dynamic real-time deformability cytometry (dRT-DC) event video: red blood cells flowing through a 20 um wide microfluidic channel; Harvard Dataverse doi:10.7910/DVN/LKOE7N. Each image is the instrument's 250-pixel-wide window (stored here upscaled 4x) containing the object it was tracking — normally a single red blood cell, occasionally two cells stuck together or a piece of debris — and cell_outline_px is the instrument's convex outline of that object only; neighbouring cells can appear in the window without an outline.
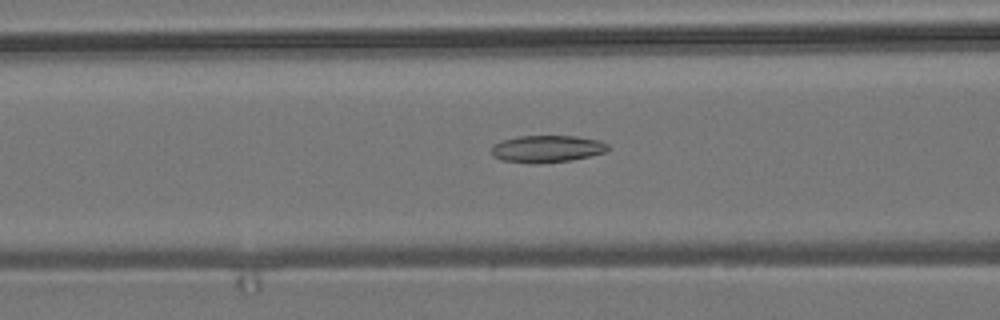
{"species": "common noctule bat (a hibernating species)", "species_latin": "Nyctalus noctula", "temperature_condition": "room temperature", "stored_images_in_passage": 52, "camera_frame_rate_fps": 3000, "um_per_image_px": 0.085, "animal": {"sex": "male", "body_mass_g": 19.2, "forearm_length_mm": 51.8}, "frame": {"image": 1, "passage_image": 19, "time_ms": 6.0, "image_size_px": [1000, 320], "cell_outline_px": [[608, 152], [572, 160], [540, 164], [532, 164], [500, 160], [492, 156], [492, 144], [500, 140], [516, 136], [576, 136], [600, 140], [608, 144]], "centroid_in_image_um": [46.47, 12.66], "position_along_channel_um": 120.1, "area_um2": 18.84}}
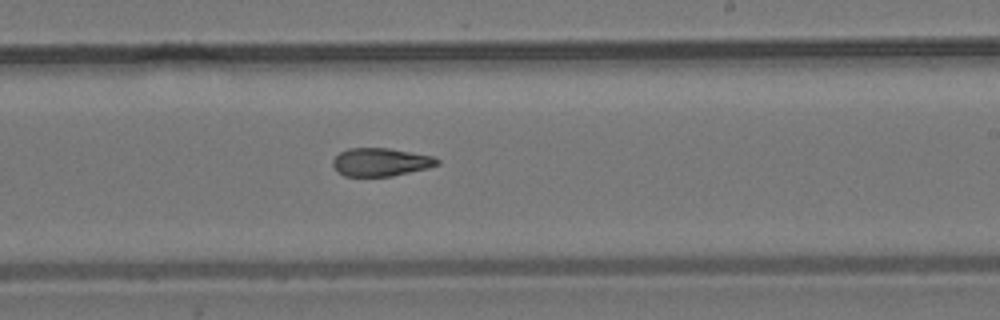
{"frame": {"image": 2, "passage_image": 30, "time_ms": 9.667, "image_size_px": [1000, 320], "cell_outline_px": [[440, 164], [428, 168], [392, 176], [344, 176], [332, 164], [332, 160], [340, 152], [348, 148], [388, 148], [432, 156], [440, 160]], "centroid_in_image_um": [32.37, 13.77], "position_along_channel_um": 256.6, "area_um2": 16.99}}
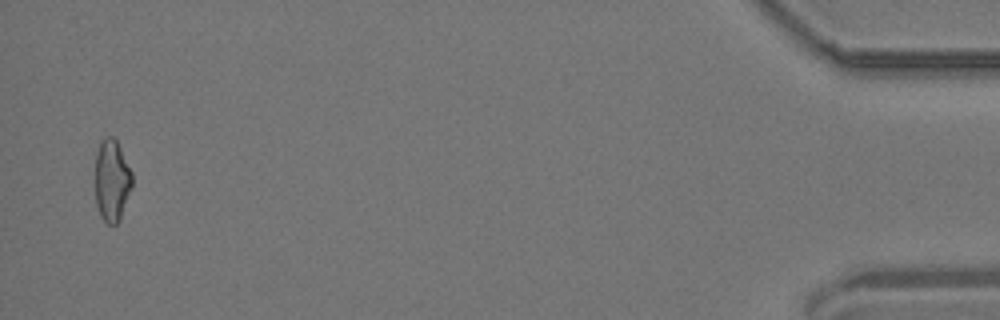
{"frame": {"image": 3, "passage_image": 51, "time_ms": 16.667, "image_size_px": [1000, 320], "cell_outline_px": [[132, 188], [120, 220], [116, 224], [108, 224], [100, 216], [96, 204], [96, 156], [100, 140], [104, 136], [112, 136], [116, 140], [132, 172]], "centroid_in_image_um": [9.52, 15.35], "position_along_channel_um": 425.7, "area_um2": 17.69}, "authors_computed_cell_mechanics": {"area_um2": 18.0336, "velocity_mm_per_s": 3.734, "shape_relaxation_time_tau1_ms": null, "shape_relaxation_time_tau2_ms": 4.3312, "deformation_change_tau1": null, "deformation_change_tau2": 0.1213}}